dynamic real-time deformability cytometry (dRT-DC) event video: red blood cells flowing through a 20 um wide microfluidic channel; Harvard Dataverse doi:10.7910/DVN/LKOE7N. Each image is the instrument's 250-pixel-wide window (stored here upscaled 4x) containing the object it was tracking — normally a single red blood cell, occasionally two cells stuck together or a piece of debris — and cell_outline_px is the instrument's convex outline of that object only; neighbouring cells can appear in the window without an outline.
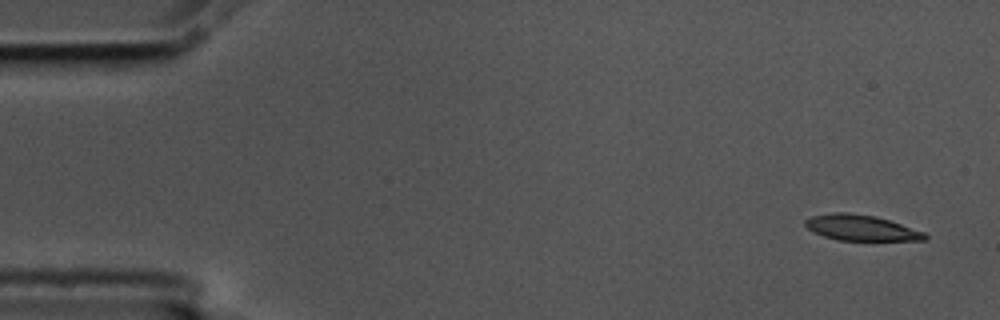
{"species": "common noctule bat (a hibernating species)", "species_latin": "Nyctalus noctula", "temperature_condition": "cold", "stored_images_in_passage": 55, "camera_frame_rate_fps": 3000, "um_per_image_px": 0.085, "animal": {"sex": "male", "body_mass_g": 17.5, "forearm_length_mm": 52.3}, "frame": {"image": 1, "passage_image": 1, "time_ms": 0.0, "image_size_px": [1000, 320], "cell_outline_px": [[928, 240], [836, 240], [824, 236], [808, 228], [804, 224], [804, 220], [812, 216], [836, 212], [848, 212], [876, 216], [924, 232], [928, 236]], "centroid_in_image_um": [73.19, 19.36], "position_along_channel_um": 11.8, "area_um2": 17.69}}
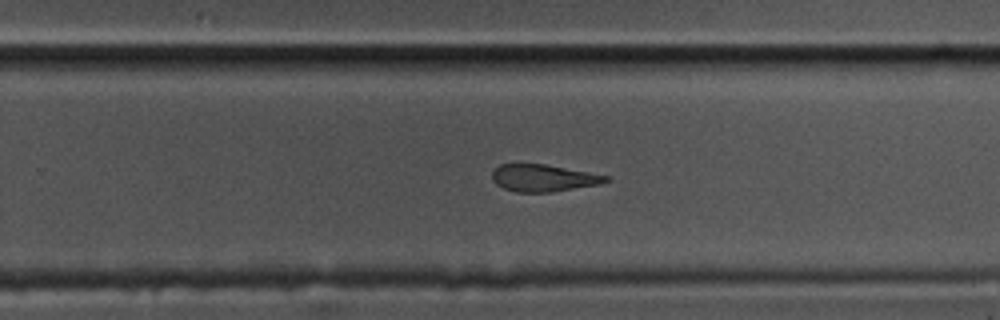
{"frame": {"image": 2, "passage_image": 34, "time_ms": 11.0, "image_size_px": [1000, 320], "cell_outline_px": [[612, 180], [600, 184], [552, 192], [516, 192], [504, 188], [496, 184], [492, 180], [492, 172], [500, 164], [544, 164], [588, 172], [608, 176]], "centroid_in_image_um": [46.19, 15.13], "position_along_channel_um": 283.6, "area_um2": 17.86}}
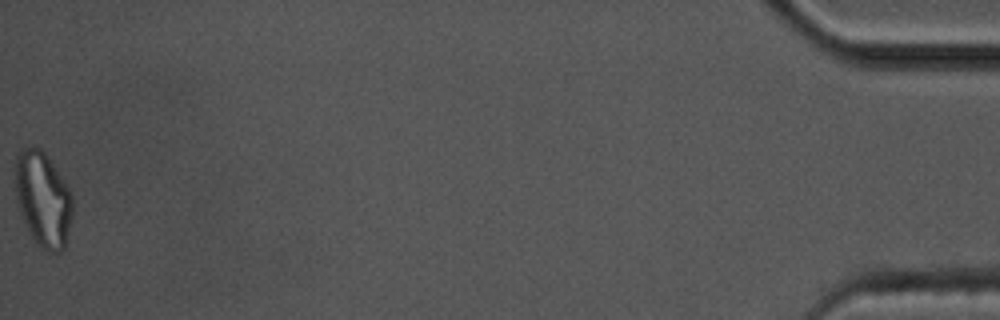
{"frame": {"image": 3, "passage_image": 55, "time_ms": 18.0, "image_size_px": [1000, 320], "cell_outline_px": [[72, 216], [64, 248], [56, 256], [48, 252], [32, 236], [24, 220], [16, 200], [16, 156], [20, 148], [32, 144], [40, 148], [48, 156], [64, 180], [72, 196]], "centroid_in_image_um": [3.66, 16.89], "position_along_channel_um": 431.5, "area_um2": 31.62}, "authors_computed_cell_mechanics": {"area_um2": 19.5364, "velocity_mm_per_s": 3.5476, "shape_relaxation_time_tau1_ms": 5.4169, "shape_relaxation_time_tau2_ms": 7.0916, "deformation_change_tau1": 0.2098, "deformation_change_tau2": 0.1523}}